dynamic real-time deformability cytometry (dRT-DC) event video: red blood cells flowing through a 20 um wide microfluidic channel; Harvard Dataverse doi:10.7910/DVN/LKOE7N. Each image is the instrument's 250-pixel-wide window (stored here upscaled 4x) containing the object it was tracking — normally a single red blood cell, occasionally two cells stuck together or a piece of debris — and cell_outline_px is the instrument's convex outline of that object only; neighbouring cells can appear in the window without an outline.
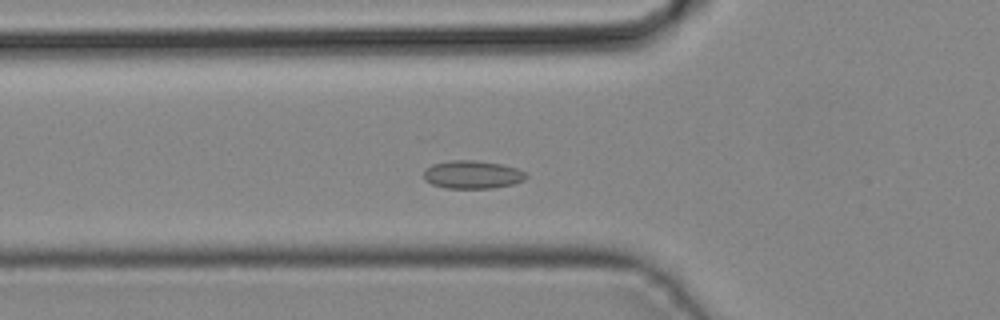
{"species": "common noctule bat (a hibernating species)", "species_latin": "Nyctalus noctula", "temperature_condition": "cold", "stored_images_in_passage": 40, "segment_of_instrument_passage": [1, 2], "camera_frame_rate_fps": 3000, "um_per_image_px": 0.085, "animal": {"sex": "male", "body_mass_g": 19.2, "forearm_length_mm": 51.8}, "frame": {"image": 1, "passage_image": 11, "time_ms": 3.333, "image_size_px": [1000, 320], "cell_outline_px": [[528, 176], [524, 180], [512, 184], [492, 188], [448, 188], [432, 184], [424, 180], [424, 172], [432, 164], [452, 160], [476, 160], [500, 164], [516, 168], [524, 172]], "centroid_in_image_um": [40.15, 14.84], "position_along_channel_um": 85.6, "area_um2": 16.59}}
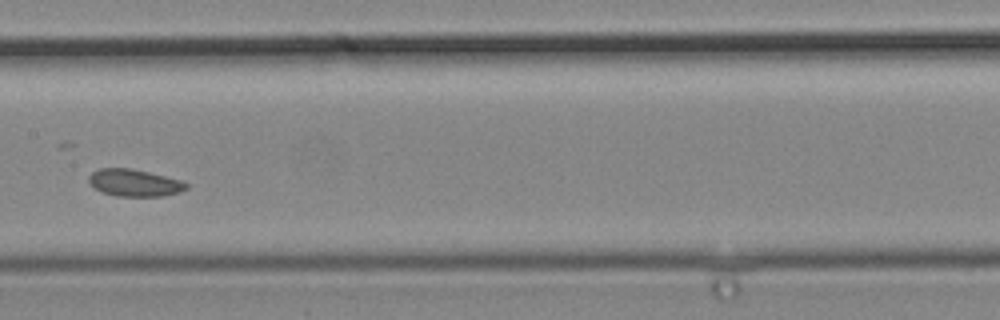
{"frame": {"image": 2, "passage_image": 18, "time_ms": 5.667, "image_size_px": [1000, 320], "cell_outline_px": [[188, 188], [180, 192], [164, 196], [116, 196], [104, 192], [96, 188], [88, 180], [88, 176], [92, 172], [100, 168], [132, 168], [180, 180], [188, 184]], "centroid_in_image_um": [11.44, 15.54], "position_along_channel_um": 196.0, "area_um2": 15.26}}
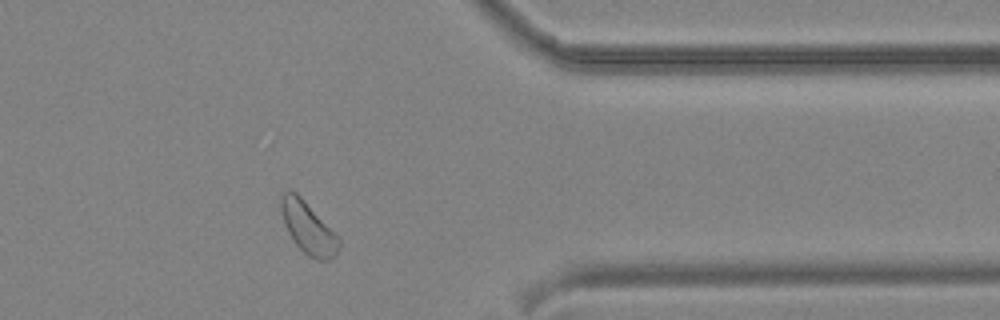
{"frame": {"image": 3, "passage_image": 31, "time_ms": 10.0, "image_size_px": [1000, 320], "cell_outline_px": [[340, 248], [328, 260], [316, 260], [308, 256], [296, 244], [288, 232], [280, 208], [280, 200], [284, 188], [288, 188], [296, 192], [304, 200], [340, 240]], "centroid_in_image_um": [26.15, 19.34], "position_along_channel_um": 385.3, "area_um2": 17.05}}